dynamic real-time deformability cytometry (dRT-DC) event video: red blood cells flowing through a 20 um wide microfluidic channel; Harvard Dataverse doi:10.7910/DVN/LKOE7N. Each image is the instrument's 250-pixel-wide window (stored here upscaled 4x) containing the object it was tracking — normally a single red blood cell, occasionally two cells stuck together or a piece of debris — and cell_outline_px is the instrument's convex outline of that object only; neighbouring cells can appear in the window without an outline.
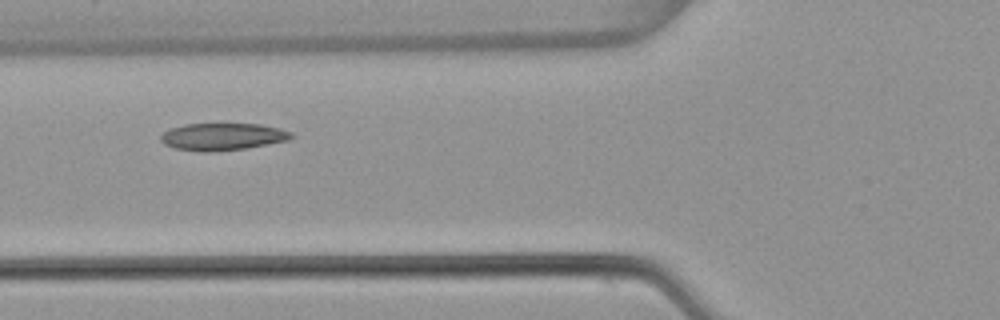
{"species": "common noctule bat (a hibernating species)", "species_latin": "Nyctalus noctula", "temperature_condition": "warm", "stored_images_in_passage": 6, "camera_frame_rate_fps": 3000, "um_per_image_px": 0.085, "animal": {"sex": "female", "body_mass_g": 22.7, "forearm_length_mm": 54.2}, "frame": {"image": 1, "passage_image": 5, "time_ms": 1.333, "image_size_px": [1000, 320], "cell_outline_px": [[296, 136], [288, 140], [244, 148], [208, 152], [200, 152], [176, 148], [164, 144], [160, 140], [160, 136], [168, 128], [184, 124], [260, 124], [280, 128], [292, 132]], "centroid_in_image_um": [18.91, 11.61], "position_along_channel_um": 106.9, "area_um2": 20.69}}
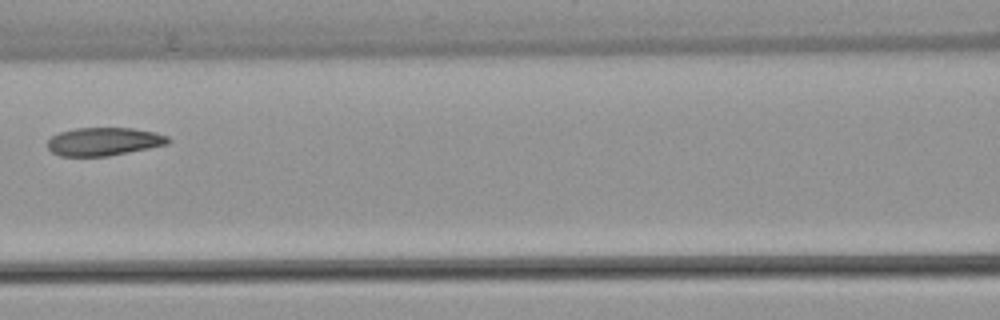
{"frame": {"image": 2, "passage_image": 6, "time_ms": 1.667, "image_size_px": [1000, 320], "cell_outline_px": [[172, 140], [168, 144], [108, 156], [60, 156], [52, 152], [48, 148], [48, 140], [52, 136], [60, 132], [76, 128], [132, 128], [156, 132], [168, 136]], "centroid_in_image_um": [8.84, 12.03], "position_along_channel_um": 157.8, "area_um2": 19.77}}